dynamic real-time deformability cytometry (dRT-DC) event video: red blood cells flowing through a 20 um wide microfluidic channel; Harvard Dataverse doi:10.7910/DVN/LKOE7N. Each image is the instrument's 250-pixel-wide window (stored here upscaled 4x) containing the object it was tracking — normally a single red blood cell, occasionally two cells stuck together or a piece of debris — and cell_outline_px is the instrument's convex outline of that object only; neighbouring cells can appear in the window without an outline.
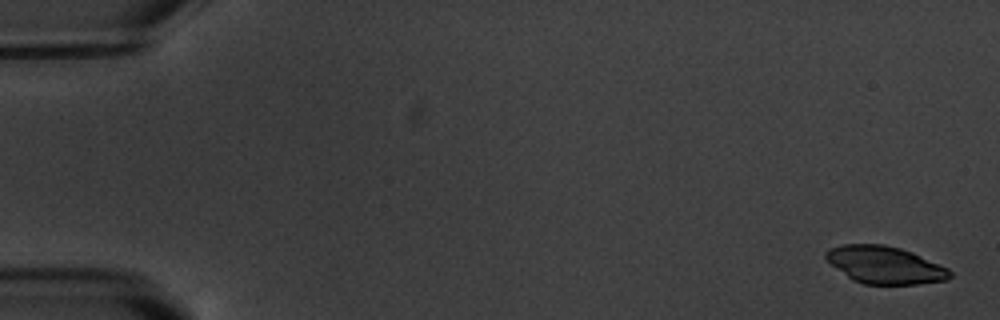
{"species": "common noctule bat (a hibernating species)", "species_latin": "Nyctalus noctula", "temperature_condition": "warm", "stored_images_in_passage": 6, "camera_frame_rate_fps": 3000, "um_per_image_px": 0.085, "animal": {"sex": "male", "body_mass_g": 20.1, "forearm_length_mm": 53.5}, "frame": {"image": 1, "passage_image": 1, "time_ms": 0.0, "image_size_px": [1000, 320], "cell_outline_px": [[952, 276], [948, 280], [916, 284], [864, 284], [852, 280], [832, 264], [824, 256], [824, 252], [828, 248], [844, 244], [884, 244], [900, 248], [912, 252], [948, 268], [952, 272]], "centroid_in_image_um": [75.22, 22.52], "position_along_channel_um": 9.8, "area_um2": 26.99}}
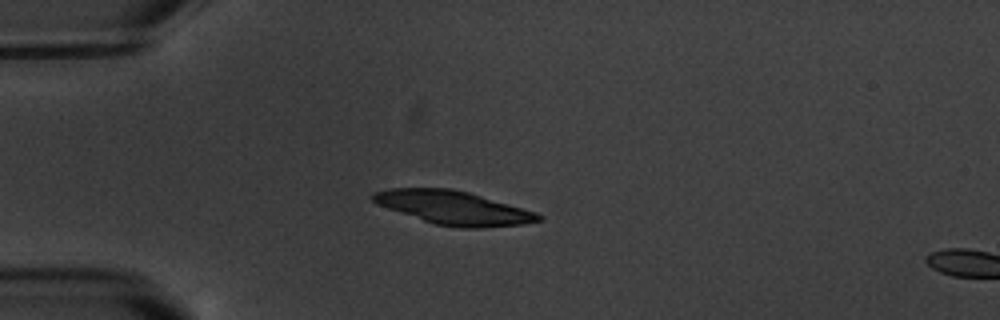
{"frame": {"image": 2, "passage_image": 5, "time_ms": 4.667, "image_size_px": [1000, 320], "cell_outline_px": [[544, 220], [524, 224], [480, 228], [460, 228], [436, 224], [376, 204], [368, 196], [372, 192], [388, 188], [452, 188], [468, 192], [536, 212], [544, 216]], "centroid_in_image_um": [38.54, 17.65], "position_along_channel_um": 46.5, "area_um2": 32.31}}